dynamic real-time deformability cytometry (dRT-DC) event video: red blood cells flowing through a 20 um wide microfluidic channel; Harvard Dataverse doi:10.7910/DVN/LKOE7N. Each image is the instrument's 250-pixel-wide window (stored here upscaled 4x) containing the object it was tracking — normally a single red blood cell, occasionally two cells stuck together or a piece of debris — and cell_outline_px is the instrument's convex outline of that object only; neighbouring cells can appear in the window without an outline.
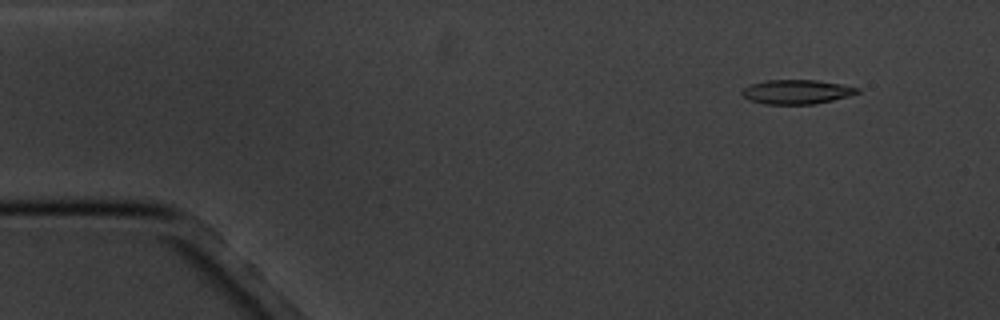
{"species": "common noctule bat (a hibernating species)", "species_latin": "Nyctalus noctula", "temperature_condition": "cold", "stored_images_in_passage": 16, "camera_frame_rate_fps": 3000, "um_per_image_px": 0.085, "animal": {"sex": "male", "body_mass_g": 20.1, "forearm_length_mm": 53.5}, "frame": {"image": 1, "passage_image": 2, "time_ms": 1.333, "image_size_px": [1000, 320], "cell_outline_px": [[860, 92], [848, 96], [816, 104], [764, 104], [748, 100], [740, 92], [744, 88], [752, 84], [764, 80], [816, 80], [840, 84], [860, 88]], "centroid_in_image_um": [67.7, 7.81], "position_along_channel_um": 17.3, "area_um2": 16.3}}
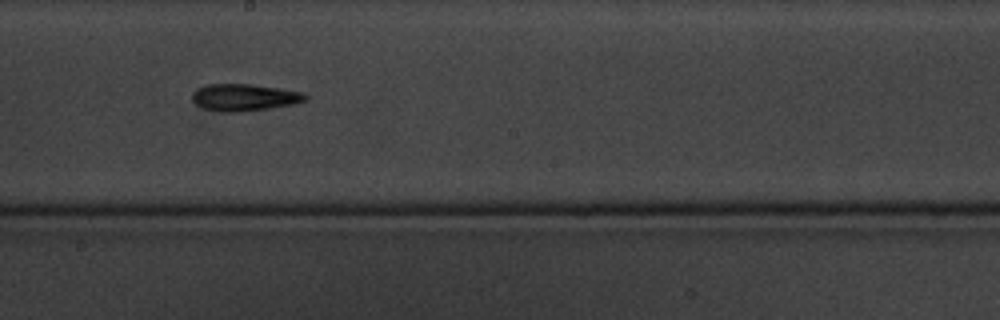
{"frame": {"image": 2, "passage_image": 9, "time_ms": 10.0, "image_size_px": [1000, 320], "cell_outline_px": [[308, 96], [304, 100], [296, 104], [268, 108], [236, 112], [220, 112], [204, 108], [196, 104], [192, 100], [192, 92], [208, 84], [248, 84], [280, 88], [300, 92]], "centroid_in_image_um": [20.75, 8.28], "position_along_channel_um": 227.5, "area_um2": 17.57}}
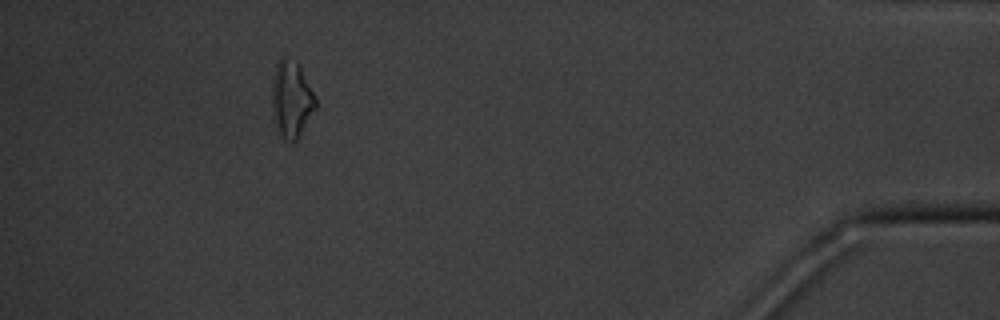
{"frame": {"image": 3, "passage_image": 15, "time_ms": 17.0, "image_size_px": [1000, 320], "cell_outline_px": [[316, 108], [296, 140], [288, 140], [280, 132], [272, 104], [272, 84], [276, 64], [284, 56], [296, 60], [300, 64], [316, 96]], "centroid_in_image_um": [24.82, 8.32], "position_along_channel_um": 410.4, "area_um2": 19.02}, "authors_computed_cell_mechanics": {"area_um2": 16.8198, "velocity_mm_per_s": 3.4361, "shape_relaxation_time_tau1_ms": 4.7825, "shape_relaxation_time_tau2_ms": 6.1357, "deformation_change_tau1": 0.1108, "deformation_change_tau2": 0.1468}}